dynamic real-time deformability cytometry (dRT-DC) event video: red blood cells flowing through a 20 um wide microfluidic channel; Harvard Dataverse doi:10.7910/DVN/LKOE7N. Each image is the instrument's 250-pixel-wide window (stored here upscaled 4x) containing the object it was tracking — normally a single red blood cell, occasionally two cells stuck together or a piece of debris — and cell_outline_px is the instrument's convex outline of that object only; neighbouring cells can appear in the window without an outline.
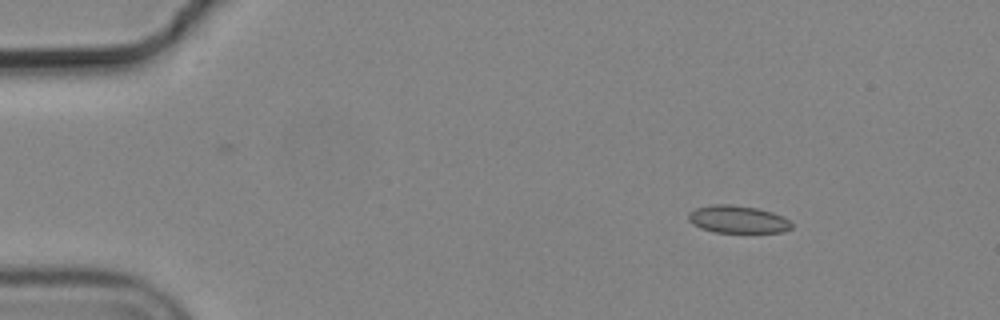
{"species": "common noctule bat (a hibernating species)", "species_latin": "Nyctalus noctula", "temperature_condition": "cold", "stored_images_in_passage": 13, "camera_frame_rate_fps": 3000, "um_per_image_px": 0.085, "animal": {"sex": "male", "body_mass_g": 19.2, "forearm_length_mm": 51.8}, "frame": {"image": 1, "passage_image": 1, "time_ms": 0.0, "image_size_px": [1000, 320], "cell_outline_px": [[792, 228], [784, 232], [716, 232], [700, 228], [692, 224], [688, 220], [688, 212], [696, 208], [712, 204], [732, 204], [756, 208], [772, 212], [784, 216], [792, 224]], "centroid_in_image_um": [62.7, 18.64], "position_along_channel_um": 22.3, "area_um2": 16.65}}
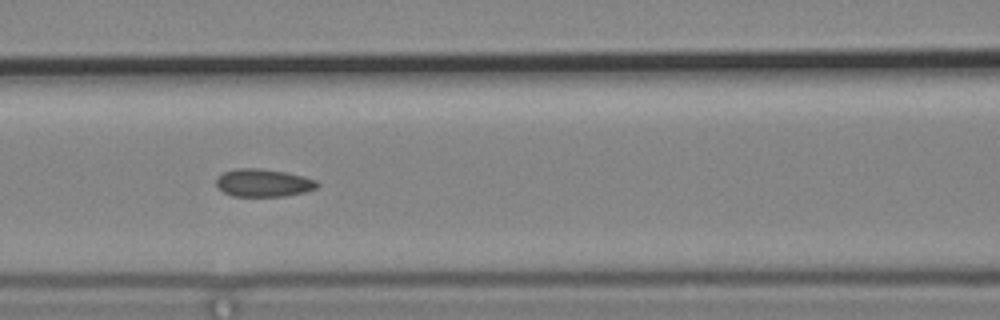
{"frame": {"image": 2, "passage_image": 5, "time_ms": 1.333, "image_size_px": [1000, 320], "cell_outline_px": [[320, 184], [316, 188], [304, 192], [284, 196], [232, 196], [224, 192], [216, 184], [216, 176], [224, 172], [236, 168], [260, 168], [284, 172], [304, 176], [316, 180]], "centroid_in_image_um": [22.38, 15.54], "position_along_channel_um": 144.2, "area_um2": 16.36}}
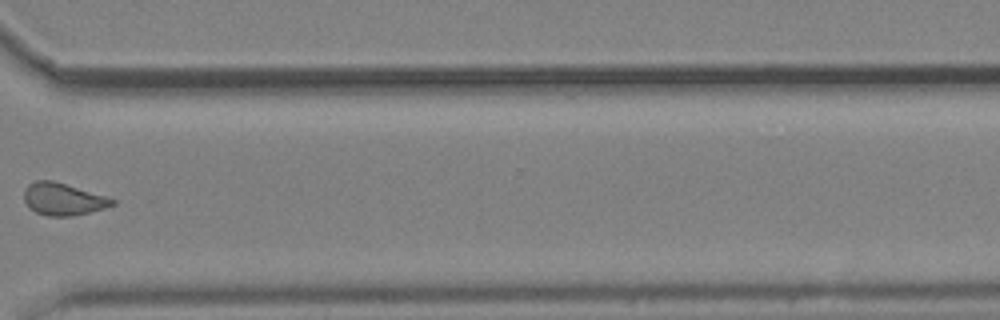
{"frame": {"image": 3, "passage_image": 10, "time_ms": 3.0, "image_size_px": [1000, 320], "cell_outline_px": [[116, 204], [92, 212], [72, 216], [48, 216], [36, 212], [28, 208], [24, 200], [24, 188], [28, 184], [36, 180], [52, 180], [108, 196], [116, 200]], "centroid_in_image_um": [5.37, 16.93], "position_along_channel_um": 365.2, "area_um2": 16.82}}